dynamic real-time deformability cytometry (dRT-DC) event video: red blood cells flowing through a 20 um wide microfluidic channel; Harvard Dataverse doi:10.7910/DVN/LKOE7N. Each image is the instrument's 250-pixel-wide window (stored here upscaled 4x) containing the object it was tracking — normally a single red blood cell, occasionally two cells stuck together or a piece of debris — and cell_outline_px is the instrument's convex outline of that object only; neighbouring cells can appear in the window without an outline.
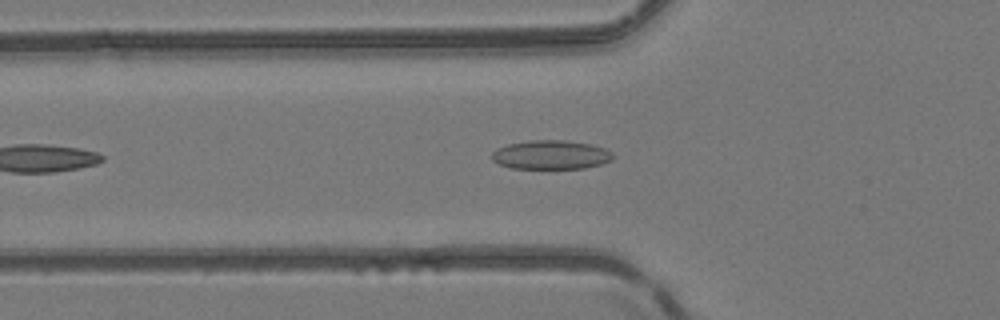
{"species": "common noctule bat (a hibernating species)", "species_latin": "Nyctalus noctula", "temperature_condition": "room temperature", "stored_images_in_passage": 39, "camera_frame_rate_fps": 3000, "um_per_image_px": 0.085, "animal": {"sex": "female", "body_mass_g": 24.6, "forearm_length_mm": 56.2}, "frame": {"image": 1, "passage_image": 7, "time_ms": 2.0, "image_size_px": [1000, 320], "cell_outline_px": [[612, 160], [600, 164], [584, 168], [512, 168], [500, 164], [492, 160], [492, 152], [496, 148], [508, 144], [532, 140], [564, 140], [588, 144], [604, 148], [612, 152]], "centroid_in_image_um": [46.8, 13.15], "position_along_channel_um": 79.0, "area_um2": 20.23}}
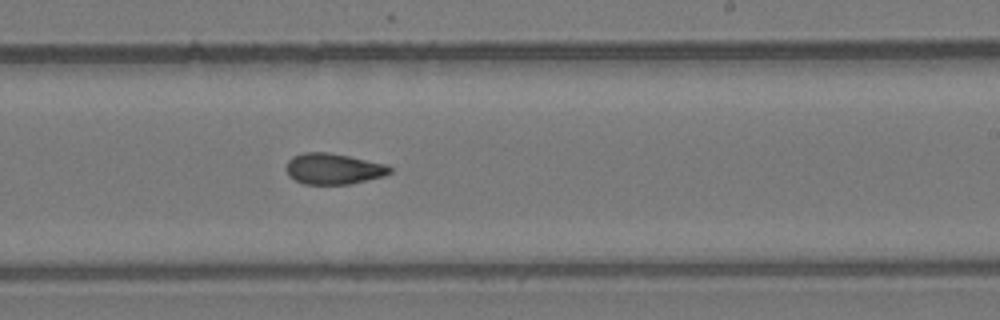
{"frame": {"image": 2, "passage_image": 20, "time_ms": 6.333, "image_size_px": [1000, 320], "cell_outline_px": [[392, 172], [384, 176], [352, 184], [304, 184], [288, 176], [288, 160], [292, 156], [304, 152], [328, 152], [388, 164], [392, 168]], "centroid_in_image_um": [28.38, 14.35], "position_along_channel_um": 260.6, "area_um2": 18.73}}
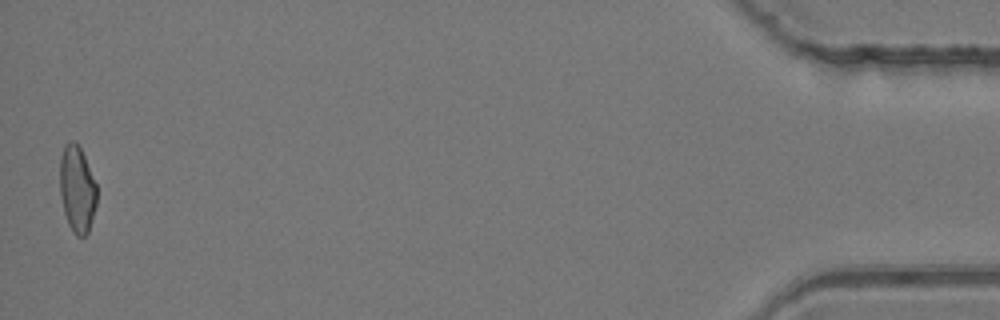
{"frame": {"image": 3, "passage_image": 39, "time_ms": 12.667, "image_size_px": [1000, 320], "cell_outline_px": [[96, 204], [88, 232], [84, 236], [76, 236], [72, 232], [68, 224], [64, 212], [60, 192], [60, 156], [64, 144], [72, 140], [80, 148], [84, 156], [96, 184]], "centroid_in_image_um": [6.54, 16.08], "position_along_channel_um": 428.7, "area_um2": 18.5}, "authors_computed_cell_mechanics": {"area_um2": 18.785, "velocity_mm_per_s": 4.1845, "shape_relaxation_time_tau1_ms": null, "shape_relaxation_time_tau2_ms": 3.5681, "deformation_change_tau1": null, "deformation_change_tau2": 0.0895}}